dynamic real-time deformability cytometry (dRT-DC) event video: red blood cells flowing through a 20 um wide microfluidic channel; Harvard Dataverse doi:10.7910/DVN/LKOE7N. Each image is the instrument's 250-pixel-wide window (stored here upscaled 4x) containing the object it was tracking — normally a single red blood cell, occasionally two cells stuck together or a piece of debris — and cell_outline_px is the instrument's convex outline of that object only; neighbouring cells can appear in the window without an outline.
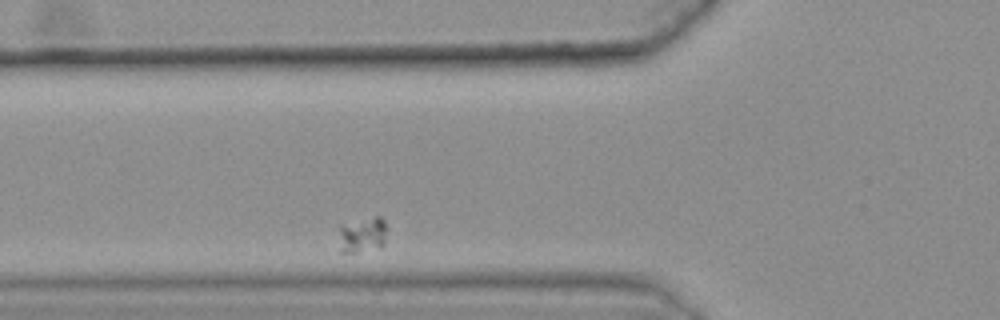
{"species": "common noctule bat (a hibernating species)", "species_latin": "Nyctalus noctula", "temperature_condition": "warm", "stored_images_in_passage": 32, "camera_frame_rate_fps": 3000, "um_per_image_px": 0.085, "animal": {"sex": "female", "body_mass_g": 25.1}, "frame": {"image": 1, "passage_image": 5, "time_ms": 1.333, "image_size_px": [1000, 320], "cell_outline_px": [[388, 228], [384, 244], [380, 248], [356, 252], [340, 252], [340, 224], [376, 216], [380, 216], [384, 220]], "centroid_in_image_um": [30.86, 19.95], "position_along_channel_um": 94.9, "area_um2": 10.17}}
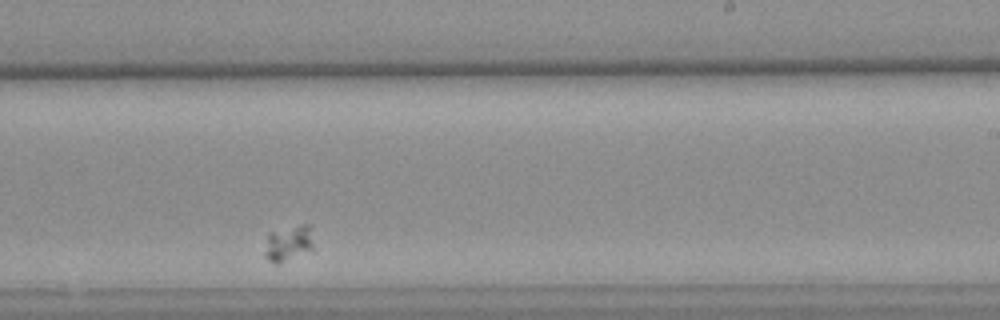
{"frame": {"image": 2, "passage_image": 22, "time_ms": 7.0, "image_size_px": [1000, 320], "cell_outline_px": [[312, 248], [276, 264], [268, 260], [264, 256], [264, 252], [268, 232], [300, 224], [312, 224]], "centroid_in_image_um": [24.49, 20.62], "position_along_channel_um": 264.5, "area_um2": 10.06}}
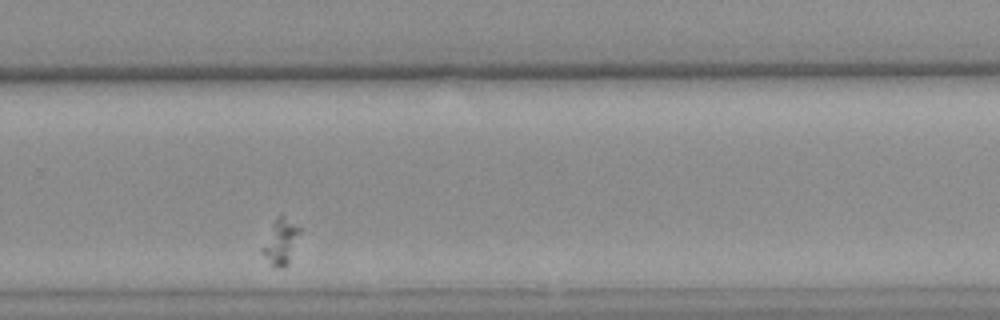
{"frame": {"image": 3, "passage_image": 26, "time_ms": 8.333, "image_size_px": [1000, 320], "cell_outline_px": [[304, 228], [288, 264], [284, 268], [272, 268], [260, 252], [260, 248], [276, 216], [284, 212]], "centroid_in_image_um": [23.9, 20.49], "position_along_channel_um": 305.9, "area_um2": 10.92}}